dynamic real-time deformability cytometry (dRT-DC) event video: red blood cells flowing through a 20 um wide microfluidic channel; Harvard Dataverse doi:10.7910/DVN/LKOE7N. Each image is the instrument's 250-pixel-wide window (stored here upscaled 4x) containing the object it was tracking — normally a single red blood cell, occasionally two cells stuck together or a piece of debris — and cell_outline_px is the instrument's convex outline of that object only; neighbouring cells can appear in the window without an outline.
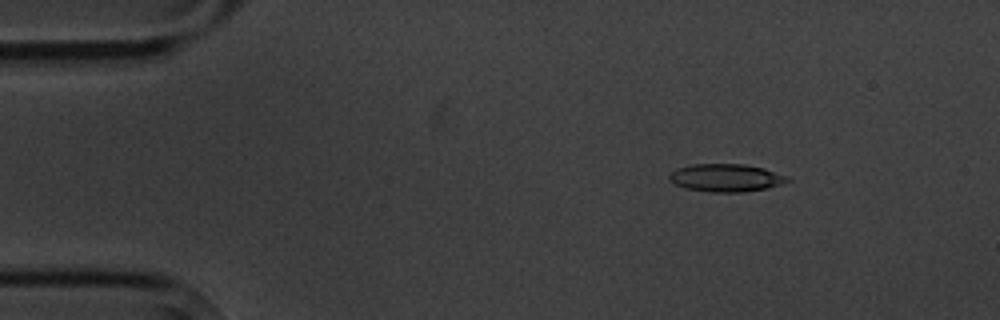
{"species": "common noctule bat (a hibernating species)", "species_latin": "Nyctalus noctula", "temperature_condition": "cold", "stored_images_in_passage": 5, "camera_frame_rate_fps": 3000, "um_per_image_px": 0.085, "animal": {"sex": "male", "body_mass_g": 20.1, "forearm_length_mm": 53.5}, "frame": {"image": 1, "passage_image": 3, "time_ms": 2.333, "image_size_px": [1000, 320], "cell_outline_px": [[792, 180], [768, 188], [744, 192], [712, 192], [684, 188], [668, 180], [668, 176], [676, 168], [692, 164], [744, 164], [764, 168], [788, 176]], "centroid_in_image_um": [61.71, 15.11], "position_along_channel_um": 23.3, "area_um2": 19.25}}